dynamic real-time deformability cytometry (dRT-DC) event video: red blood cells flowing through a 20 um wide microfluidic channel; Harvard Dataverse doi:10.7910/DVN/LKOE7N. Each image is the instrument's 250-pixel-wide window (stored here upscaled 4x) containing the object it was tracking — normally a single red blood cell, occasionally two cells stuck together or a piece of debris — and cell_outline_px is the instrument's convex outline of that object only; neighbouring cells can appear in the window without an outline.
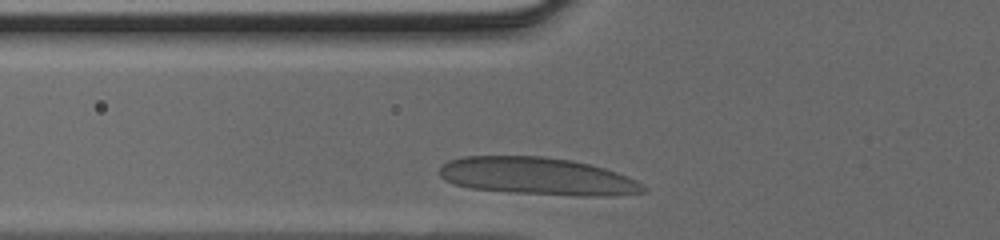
{"species": "human", "species_latin": "Homo sapiens", "temperature_condition": "cold", "stored_images_in_passage": 23, "camera_frame_rate_fps": 3000, "um_per_image_px": 0.085, "donor": {"sex": "male"}, "frame": {"image": 1, "passage_image": 2, "time_ms": 0.333, "image_size_px": [1000, 240], "cell_outline_px": [[648, 192], [608, 196], [584, 196], [512, 192], [468, 188], [452, 184], [444, 180], [440, 176], [440, 168], [448, 160], [464, 156], [540, 156], [572, 160], [604, 168], [616, 172], [636, 180], [648, 188]], "centroid_in_image_um": [45.68, 14.98], "position_along_channel_um": 80.1, "area_um2": 44.56}}
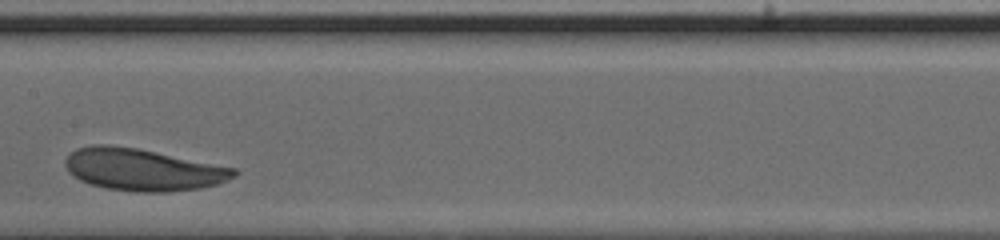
{"frame": {"image": 2, "passage_image": 10, "time_ms": 3.0, "image_size_px": [1000, 240], "cell_outline_px": [[240, 172], [236, 176], [220, 184], [200, 188], [164, 192], [136, 192], [104, 188], [80, 180], [68, 172], [64, 164], [64, 160], [68, 152], [76, 148], [92, 144], [104, 144], [136, 148], [236, 168]], "centroid_in_image_um": [12.12, 14.42], "position_along_channel_um": 195.3, "area_um2": 41.56}}
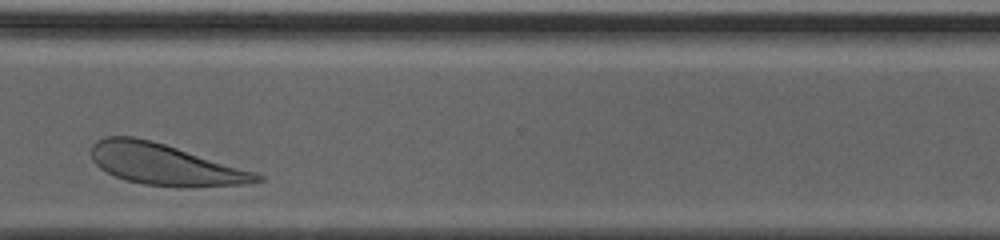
{"frame": {"image": 3, "passage_image": 21, "time_ms": 6.667, "image_size_px": [1000, 240], "cell_outline_px": [[264, 180], [244, 184], [192, 188], [184, 188], [144, 184], [124, 180], [100, 168], [92, 160], [92, 144], [96, 140], [104, 136], [132, 136], [152, 140], [256, 172], [264, 176]], "centroid_in_image_um": [14.02, 13.98], "position_along_channel_um": 356.6, "area_um2": 39.94}}